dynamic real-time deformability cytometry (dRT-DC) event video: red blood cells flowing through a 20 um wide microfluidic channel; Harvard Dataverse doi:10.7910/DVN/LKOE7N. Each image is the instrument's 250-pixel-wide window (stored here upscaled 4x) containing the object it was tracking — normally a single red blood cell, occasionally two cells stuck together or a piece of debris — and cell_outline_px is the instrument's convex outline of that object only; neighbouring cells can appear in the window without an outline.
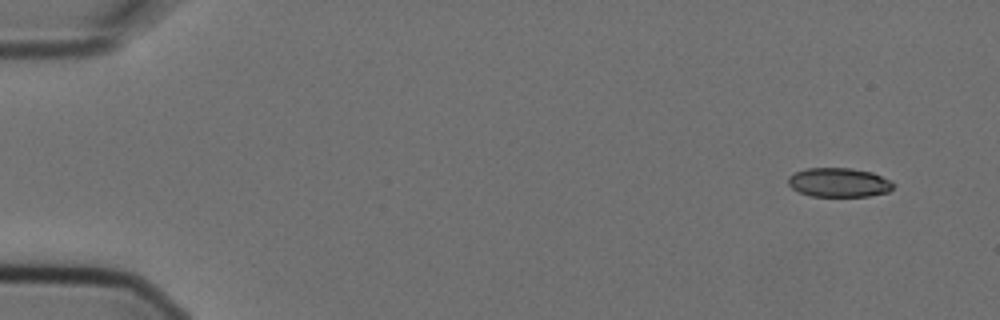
{"species": "Egyptian fruit bat (a non-hibernating species)", "species_latin": "Rousettus aegyptiacus", "temperature_condition": "cold", "stored_images_in_passage": 6, "camera_frame_rate_fps": 3000, "um_per_image_px": 0.085, "animal": {"sex": "female"}, "frame": {"image": 1, "passage_image": 1, "time_ms": 0.0, "image_size_px": [1000, 320], "cell_outline_px": [[896, 184], [888, 192], [868, 196], [812, 196], [800, 192], [792, 188], [788, 184], [788, 176], [796, 172], [808, 168], [852, 168], [872, 172], [892, 180]], "centroid_in_image_um": [71.34, 15.5], "position_along_channel_um": 13.7, "area_um2": 17.92}}
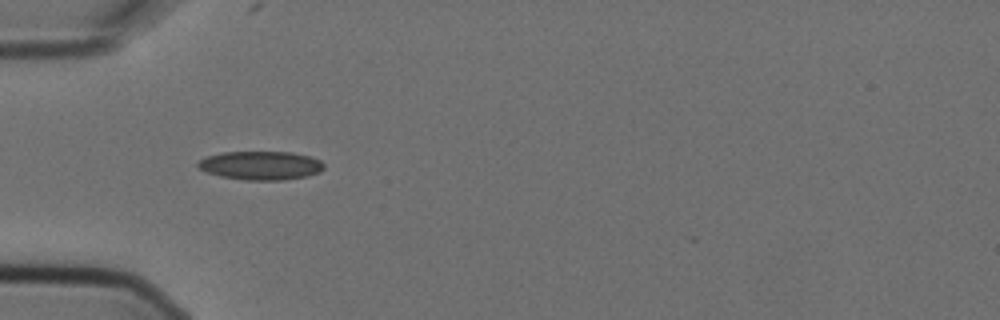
{"frame": {"image": 2, "passage_image": 5, "time_ms": 1.333, "image_size_px": [1000, 320], "cell_outline_px": [[324, 168], [320, 172], [308, 176], [284, 180], [244, 180], [220, 176], [208, 172], [200, 168], [196, 164], [200, 160], [208, 156], [224, 152], [292, 152], [308, 156], [320, 160], [324, 164]], "centroid_in_image_um": [22.2, 14.07], "position_along_channel_um": 62.8, "area_um2": 20.98}}
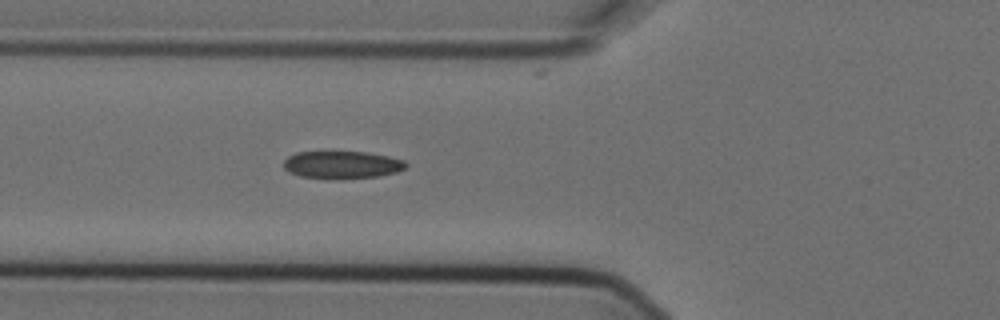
{"frame": {"image": 3, "passage_image": 6, "time_ms": 1.667, "image_size_px": [1000, 320], "cell_outline_px": [[408, 164], [404, 168], [396, 172], [376, 176], [340, 180], [328, 180], [300, 176], [288, 172], [284, 168], [284, 160], [288, 156], [296, 152], [364, 152], [388, 156], [404, 160]], "centroid_in_image_um": [29.03, 14.03], "position_along_channel_um": 96.8, "area_um2": 19.88}}